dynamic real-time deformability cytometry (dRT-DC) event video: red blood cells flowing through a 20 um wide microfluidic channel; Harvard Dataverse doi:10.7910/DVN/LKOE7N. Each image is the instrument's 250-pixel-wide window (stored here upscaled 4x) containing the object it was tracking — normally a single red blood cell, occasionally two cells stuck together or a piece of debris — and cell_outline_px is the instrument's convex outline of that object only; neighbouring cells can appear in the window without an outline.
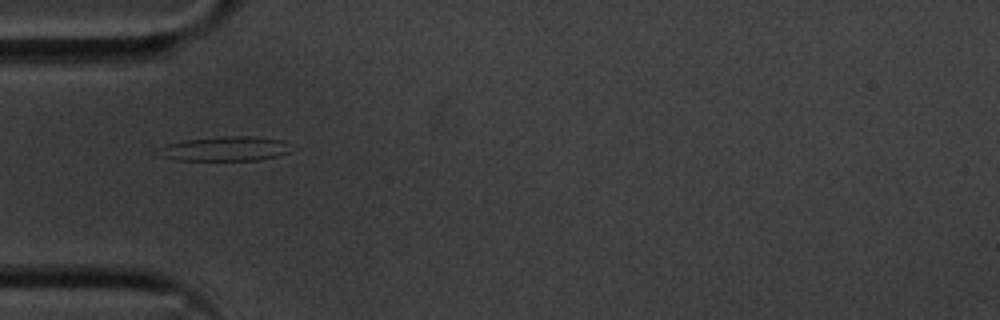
{"species": "common noctule bat (a hibernating species)", "species_latin": "Nyctalus noctula", "temperature_condition": "cold", "stored_images_in_passage": 39, "camera_frame_rate_fps": 3000, "um_per_image_px": 0.085, "animal": {"sex": "male", "body_mass_g": 20.1, "forearm_length_mm": 53.5}, "frame": {"image": 1, "passage_image": 1, "time_ms": 0.0, "image_size_px": [1000, 320], "cell_outline_px": [[288, 152], [276, 156], [256, 160], [172, 160], [160, 156], [168, 144], [184, 140], [224, 136], [256, 136], [284, 140]], "centroid_in_image_um": [19.16, 12.64], "position_along_channel_um": 65.8, "area_um2": 18.44}}
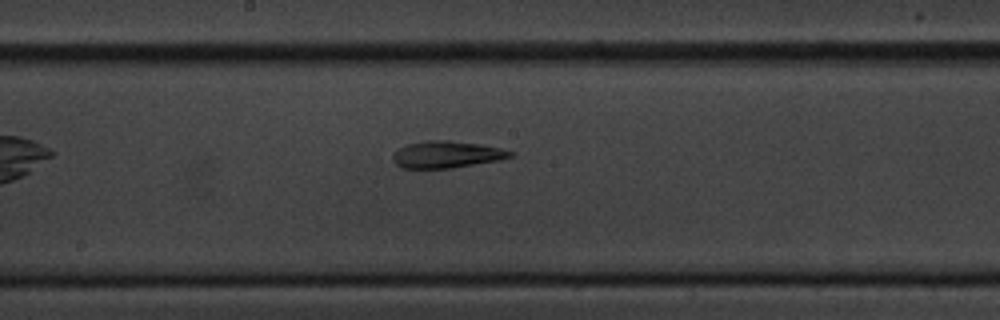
{"frame": {"image": 2, "passage_image": 13, "time_ms": 4.0, "image_size_px": [1000, 320], "cell_outline_px": [[512, 156], [500, 160], [452, 168], [404, 168], [396, 164], [392, 160], [392, 152], [408, 144], [428, 140], [448, 140], [480, 144], [500, 148], [512, 152]], "centroid_in_image_um": [37.94, 13.13], "position_along_channel_um": 210.3, "area_um2": 18.32}}
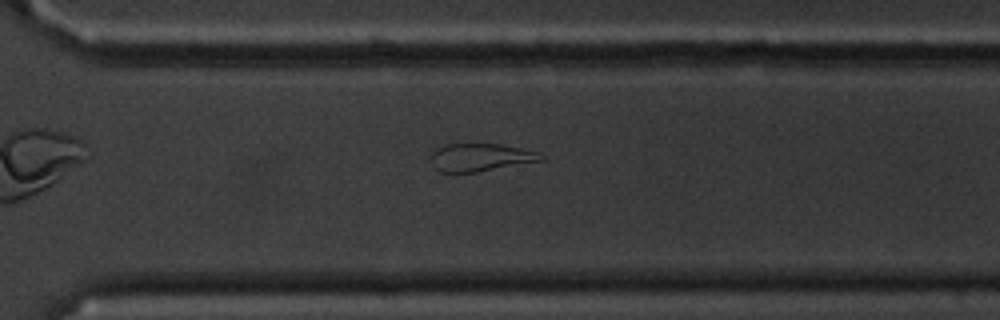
{"frame": {"image": 3, "passage_image": 23, "time_ms": 7.333, "image_size_px": [1000, 320], "cell_outline_px": [[548, 160], [476, 172], [440, 172], [436, 168], [432, 156], [432, 152], [436, 148], [448, 144], [500, 144], [520, 148], [536, 152], [544, 156]], "centroid_in_image_um": [40.91, 13.38], "position_along_channel_um": 329.7, "area_um2": 17.69}}